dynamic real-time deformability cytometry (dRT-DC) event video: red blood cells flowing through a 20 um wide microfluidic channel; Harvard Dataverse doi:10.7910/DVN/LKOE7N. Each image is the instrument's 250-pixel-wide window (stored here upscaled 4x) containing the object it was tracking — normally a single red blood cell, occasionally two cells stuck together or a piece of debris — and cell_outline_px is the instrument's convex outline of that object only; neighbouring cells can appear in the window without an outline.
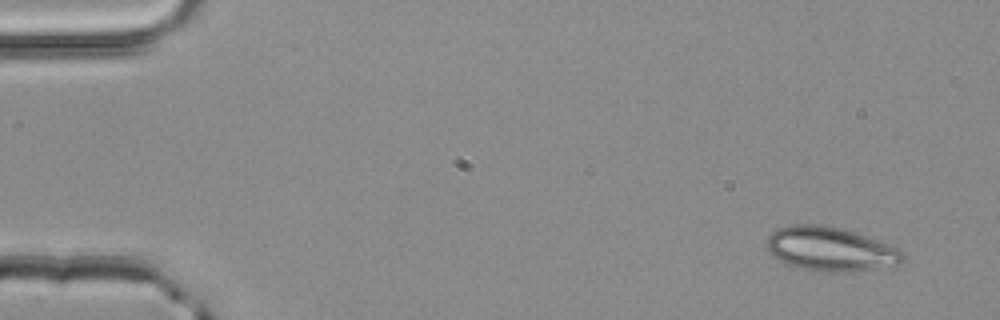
{"species": "common noctule bat (a hibernating species)", "species_latin": "Nyctalus noctula", "temperature_condition": "room temperature", "stored_images_in_passage": 49, "camera_frame_rate_fps": 3000, "um_per_image_px": 0.085, "animal": {"sex": "male", "body_mass_g": 20.4}, "frame": {"image": 1, "passage_image": 1, "time_ms": 0.0, "image_size_px": [1000, 320], "cell_outline_px": [[904, 260], [900, 264], [852, 272], [828, 272], [804, 268], [788, 264], [772, 256], [768, 252], [764, 244], [768, 236], [776, 228], [788, 224], [820, 224], [840, 228], [900, 248], [904, 256]], "centroid_in_image_um": [70.54, 21.16], "position_along_channel_um": 14.5, "area_um2": 34.97}}
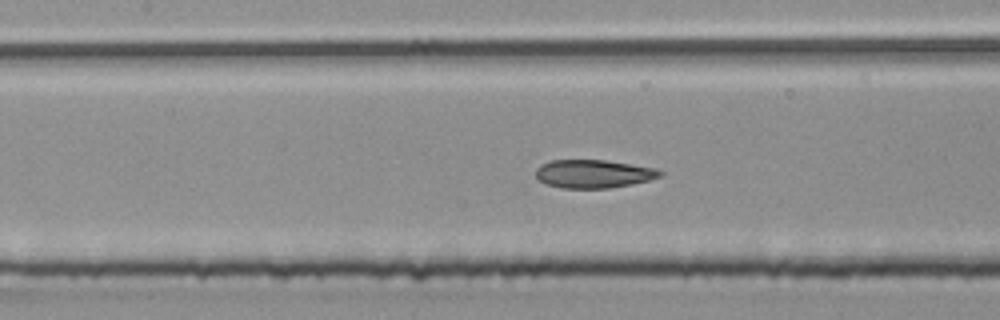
{"frame": {"image": 2, "passage_image": 21, "time_ms": 6.667, "image_size_px": [1000, 320], "cell_outline_px": [[664, 172], [660, 176], [648, 180], [632, 184], [608, 188], [560, 188], [548, 184], [540, 180], [536, 176], [536, 168], [540, 164], [552, 160], [604, 160], [656, 168]], "centroid_in_image_um": [50.43, 14.77], "position_along_channel_um": 157.0, "area_um2": 20.35}}
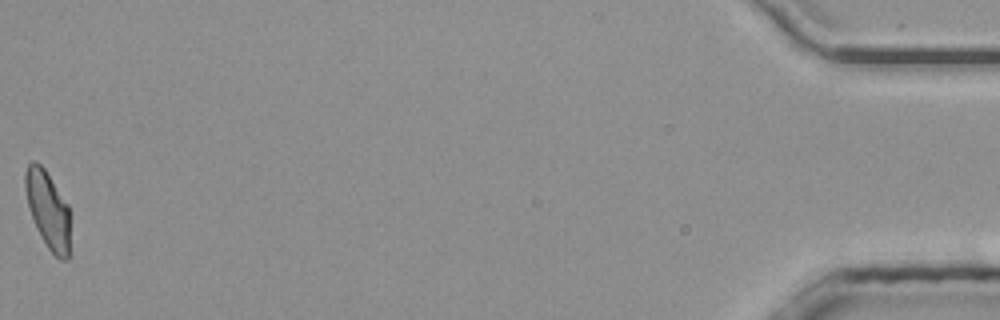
{"frame": {"image": 3, "passage_image": 49, "time_ms": 16.0, "image_size_px": [1000, 320], "cell_outline_px": [[68, 260], [60, 260], [48, 248], [40, 236], [36, 228], [28, 208], [24, 188], [24, 172], [28, 164], [32, 160], [36, 160], [44, 168], [68, 204]], "centroid_in_image_um": [4.02, 17.78], "position_along_channel_um": 431.2, "area_um2": 20.17}, "authors_computed_cell_mechanics": {"area_um2": 20.9236, "velocity_mm_per_s": 4.0576, "shape_relaxation_time_tau1_ms": 9.0904, "shape_relaxation_time_tau2_ms": 1.6618, "deformation_change_tau1": 0.2062, "deformation_change_tau2": 0.0872}}